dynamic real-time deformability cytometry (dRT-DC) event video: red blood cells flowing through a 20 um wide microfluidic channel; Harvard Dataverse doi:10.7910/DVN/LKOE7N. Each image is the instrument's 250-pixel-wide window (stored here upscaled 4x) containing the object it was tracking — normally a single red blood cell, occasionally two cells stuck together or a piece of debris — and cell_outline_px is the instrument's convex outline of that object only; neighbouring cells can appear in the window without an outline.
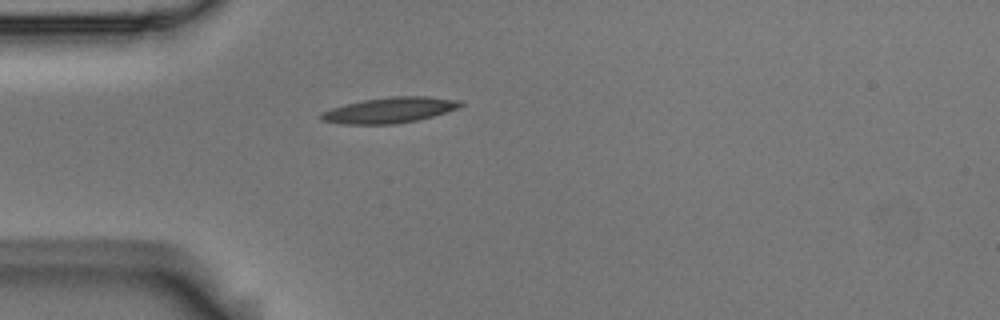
{"species": "Egyptian fruit bat (a non-hibernating species)", "species_latin": "Rousettus aegyptiacus", "temperature_condition": "room temperature", "stored_images_in_passage": 1, "camera_frame_rate_fps": 3000, "um_per_image_px": 0.085, "animal": {"sex": "male"}, "frame": {"image": 1, "passage_image": 1, "time_ms": 0.0, "image_size_px": [1000, 320], "cell_outline_px": [[464, 104], [456, 108], [432, 116], [416, 120], [396, 124], [344, 124], [320, 120], [320, 112], [332, 108], [364, 100], [392, 96], [428, 96], [460, 100]], "centroid_in_image_um": [33.11, 9.36], "position_along_channel_um": 51.9, "area_um2": 20.58}}